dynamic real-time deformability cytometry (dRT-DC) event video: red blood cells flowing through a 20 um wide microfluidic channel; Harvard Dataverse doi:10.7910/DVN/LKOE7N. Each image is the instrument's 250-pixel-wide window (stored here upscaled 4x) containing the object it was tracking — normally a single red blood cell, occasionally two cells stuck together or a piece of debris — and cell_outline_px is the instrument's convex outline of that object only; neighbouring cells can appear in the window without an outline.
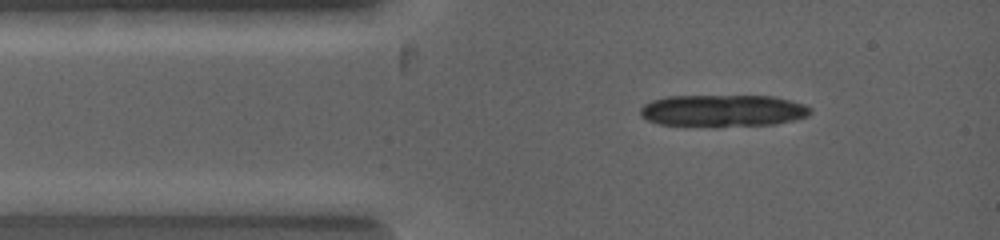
{"species": "common noctule bat (a hibernating species)", "species_latin": "Nyctalus noctula", "temperature_condition": "warm", "stored_images_in_passage": 1, "camera_frame_rate_fps": 5000, "um_per_image_px": 0.085, "animal": {"sex": "female", "body_mass_g": 19.0, "forearm_length_mm": 53.3}, "frame": {"image": 1, "passage_image": 1, "time_ms": 0.0, "image_size_px": [1000, 240], "cell_outline_px": [[812, 112], [808, 116], [796, 120], [776, 124], [716, 128], [712, 128], [660, 124], [648, 120], [640, 116], [640, 108], [644, 104], [652, 100], [668, 96], [772, 96], [804, 104], [812, 108]], "centroid_in_image_um": [61.45, 9.44], "position_along_channel_um": 23.6, "area_um2": 32.54}}